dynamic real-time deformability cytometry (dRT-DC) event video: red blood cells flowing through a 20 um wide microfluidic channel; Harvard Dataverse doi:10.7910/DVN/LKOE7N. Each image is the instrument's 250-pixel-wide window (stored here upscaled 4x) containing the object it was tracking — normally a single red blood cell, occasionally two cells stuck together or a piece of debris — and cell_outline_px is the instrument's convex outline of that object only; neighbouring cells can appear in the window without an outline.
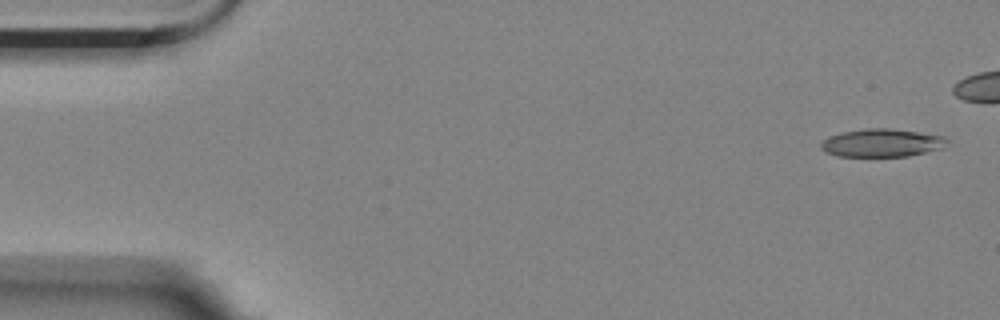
{"species": "Egyptian fruit bat (a non-hibernating species)", "species_latin": "Rousettus aegyptiacus", "temperature_condition": "room temperature", "stored_images_in_passage": 5, "camera_frame_rate_fps": 3000, "um_per_image_px": 0.085, "animal": {"sex": "female"}, "frame": {"image": 1, "passage_image": 1, "time_ms": 0.0, "image_size_px": [1000, 320], "cell_outline_px": [[948, 140], [944, 148], [908, 156], [836, 156], [820, 148], [820, 144], [828, 136], [844, 132], [868, 128], [888, 128], [944, 136]], "centroid_in_image_um": [74.96, 12.15], "position_along_channel_um": 10.0, "area_um2": 20.4}}
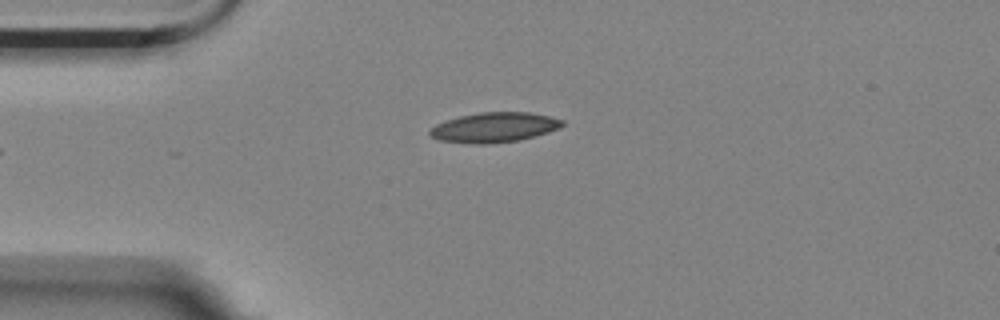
{"frame": {"image": 2, "passage_image": 5, "time_ms": 1.333, "image_size_px": [1000, 320], "cell_outline_px": [[564, 124], [560, 128], [548, 132], [516, 140], [484, 144], [476, 144], [440, 140], [432, 136], [428, 132], [436, 124], [460, 116], [480, 112], [528, 112], [548, 116], [564, 120]], "centroid_in_image_um": [42.02, 10.82], "position_along_channel_um": 43.0, "area_um2": 22.66}}